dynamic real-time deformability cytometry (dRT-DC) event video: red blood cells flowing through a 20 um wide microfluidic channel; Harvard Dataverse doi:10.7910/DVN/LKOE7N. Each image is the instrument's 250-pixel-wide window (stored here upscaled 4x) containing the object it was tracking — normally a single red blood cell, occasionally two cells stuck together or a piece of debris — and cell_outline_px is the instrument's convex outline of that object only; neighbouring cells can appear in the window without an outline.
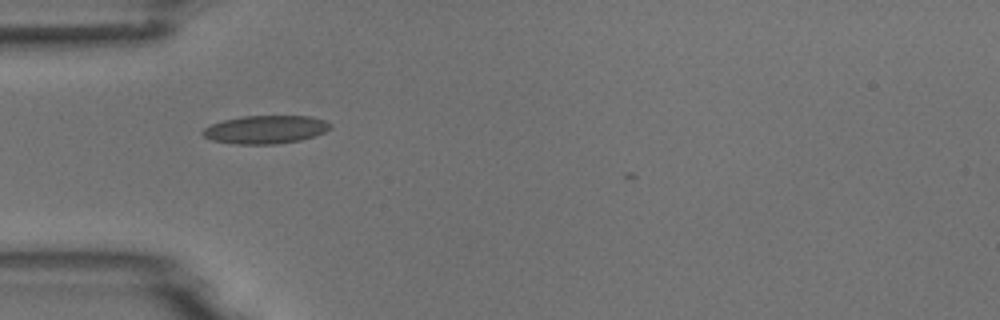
{"species": "common noctule bat (a hibernating species)", "species_latin": "Nyctalus noctula", "temperature_condition": "room temperature", "stored_images_in_passage": 2, "camera_frame_rate_fps": 3000, "um_per_image_px": 0.085, "animal": {"sex": "male", "body_mass_g": 18.8}, "frame": {"image": 1, "passage_image": 1, "time_ms": 0.0, "image_size_px": [1000, 320], "cell_outline_px": [[332, 128], [316, 136], [300, 140], [276, 144], [236, 144], [212, 140], [204, 136], [200, 132], [204, 128], [212, 124], [224, 120], [240, 116], [312, 116], [324, 120], [332, 124]], "centroid_in_image_um": [22.6, 11.01], "position_along_channel_um": 62.4, "area_um2": 21.04}}